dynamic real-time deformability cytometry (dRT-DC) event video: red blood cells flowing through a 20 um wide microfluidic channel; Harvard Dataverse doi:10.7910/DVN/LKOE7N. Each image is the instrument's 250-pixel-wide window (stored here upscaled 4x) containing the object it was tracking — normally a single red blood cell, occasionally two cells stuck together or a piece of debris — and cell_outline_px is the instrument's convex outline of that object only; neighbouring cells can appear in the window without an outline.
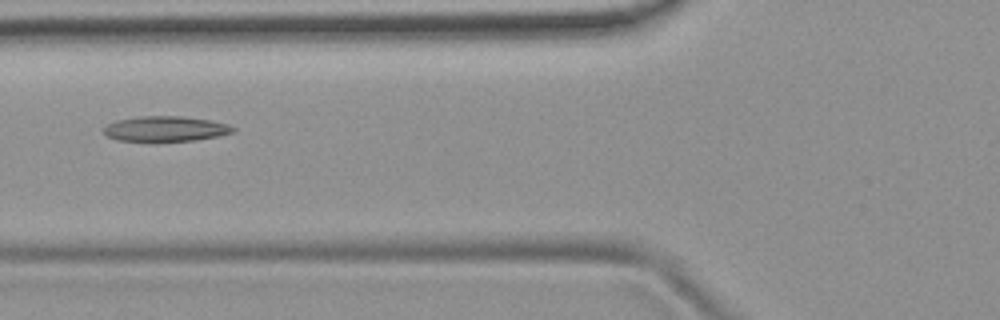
{"species": "common noctule bat (a hibernating species)", "species_latin": "Nyctalus noctula", "temperature_condition": "room temperature", "stored_images_in_passage": 3, "camera_frame_rate_fps": 3000, "um_per_image_px": 0.085, "animal": {"sex": "female", "body_mass_g": 19.9}, "frame": {"image": 1, "passage_image": 2, "time_ms": 1.333, "image_size_px": [1000, 320], "cell_outline_px": [[236, 128], [232, 132], [220, 136], [192, 140], [156, 144], [116, 140], [108, 136], [100, 128], [116, 120], [140, 116], [180, 116], [208, 120], [228, 124]], "centroid_in_image_um": [13.99, 10.99], "position_along_channel_um": 111.8, "area_um2": 19.77}}
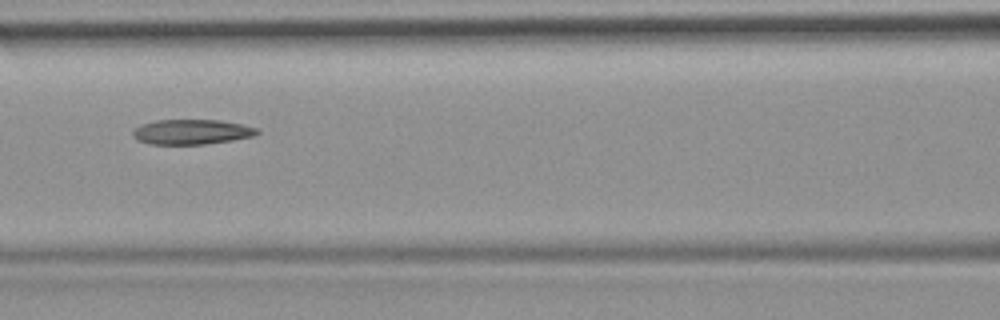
{"frame": {"image": 2, "passage_image": 3, "time_ms": 2.333, "image_size_px": [1000, 320], "cell_outline_px": [[260, 132], [252, 136], [232, 140], [204, 144], [148, 144], [136, 140], [132, 136], [132, 132], [140, 124], [156, 120], [220, 120], [240, 124], [256, 128]], "centroid_in_image_um": [16.23, 11.21], "position_along_channel_um": 150.4, "area_um2": 18.03}}